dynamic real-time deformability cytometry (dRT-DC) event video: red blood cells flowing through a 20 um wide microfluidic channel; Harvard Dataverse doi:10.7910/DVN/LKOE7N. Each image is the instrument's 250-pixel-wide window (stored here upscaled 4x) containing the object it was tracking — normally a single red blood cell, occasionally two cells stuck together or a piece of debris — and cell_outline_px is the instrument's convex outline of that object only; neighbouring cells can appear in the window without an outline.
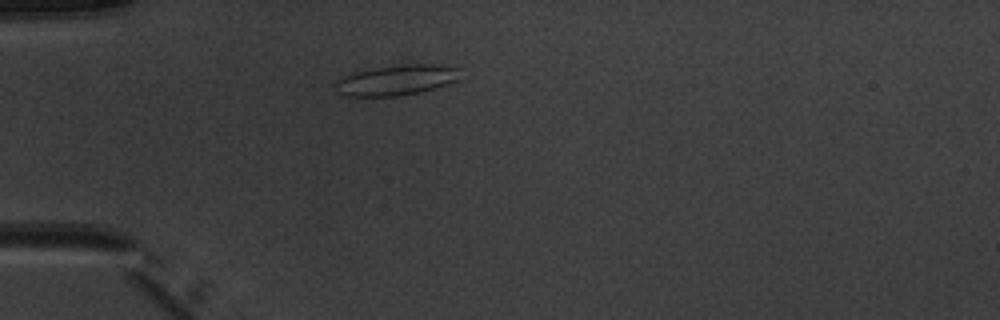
{"species": "common noctule bat (a hibernating species)", "species_latin": "Nyctalus noctula", "temperature_condition": "warm", "stored_images_in_passage": 5, "camera_frame_rate_fps": 3000, "um_per_image_px": 0.085, "animal": {"sex": "male", "body_mass_g": 20.1, "forearm_length_mm": 53.5}, "frame": {"image": 1, "passage_image": 3, "time_ms": 2.333, "image_size_px": [1000, 320], "cell_outline_px": [[456, 80], [420, 92], [396, 96], [344, 96], [336, 92], [332, 84], [340, 76], [372, 68], [404, 64], [432, 64], [456, 68]], "centroid_in_image_um": [33.51, 6.82], "position_along_channel_um": 51.5, "area_um2": 21.79}}